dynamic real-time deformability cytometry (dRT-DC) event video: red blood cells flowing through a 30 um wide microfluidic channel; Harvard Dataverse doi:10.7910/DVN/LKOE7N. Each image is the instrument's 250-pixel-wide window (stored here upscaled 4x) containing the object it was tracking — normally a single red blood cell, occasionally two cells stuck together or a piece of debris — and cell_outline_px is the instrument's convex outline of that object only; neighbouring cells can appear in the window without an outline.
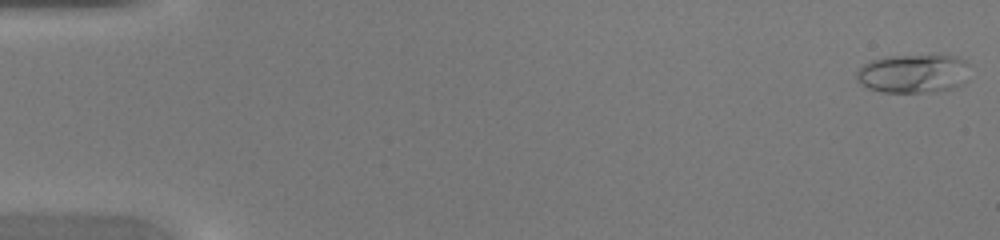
{"species": "common noctule bat (a hibernating species)", "species_latin": "Nyctalus noctula", "temperature_condition": "warm", "stored_images_in_passage": 13, "camera_frame_rate_fps": 3000, "um_per_image_px": 0.085, "animal": {"sex": "female", "body_mass_g": 20.0, "forearm_length_mm": 54.0}, "frame": {"image": 1, "passage_image": 1, "time_ms": 0.0, "image_size_px": [1000, 240], "cell_outline_px": [[968, 80], [964, 84], [956, 88], [940, 92], [880, 92], [868, 88], [856, 80], [856, 72], [868, 60], [888, 56], [956, 56], [964, 60], [968, 64]], "centroid_in_image_um": [77.65, 6.27], "position_along_channel_um": 7.3, "area_um2": 25.95}}
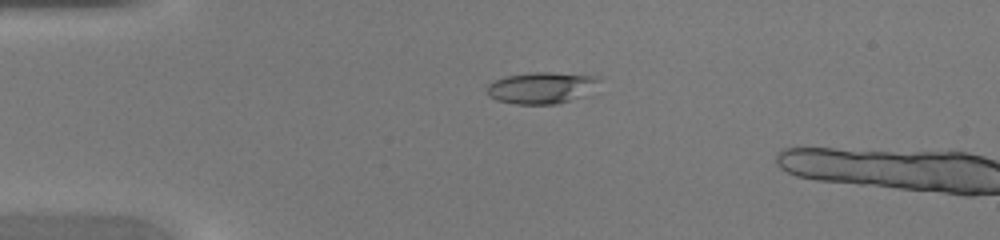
{"frame": {"image": 2, "passage_image": 11, "time_ms": 3.333, "image_size_px": [1000, 240], "cell_outline_px": [[600, 80], [592, 96], [556, 104], [516, 104], [496, 100], [488, 96], [484, 88], [488, 84], [504, 76], [528, 72], [552, 72], [600, 76]], "centroid_in_image_um": [46.09, 7.47], "position_along_channel_um": 38.9, "area_um2": 21.5}}